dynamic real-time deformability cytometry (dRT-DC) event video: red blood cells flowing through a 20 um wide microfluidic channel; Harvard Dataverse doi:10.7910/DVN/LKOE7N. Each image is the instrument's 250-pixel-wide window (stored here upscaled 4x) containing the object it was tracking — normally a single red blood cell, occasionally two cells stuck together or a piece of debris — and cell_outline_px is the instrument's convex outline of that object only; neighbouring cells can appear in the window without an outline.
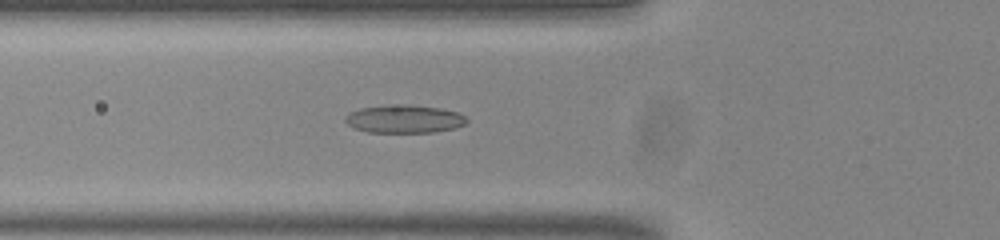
{"species": "common noctule bat (a hibernating species)", "species_latin": "Nyctalus noctula", "temperature_condition": "room temperature", "stored_images_in_passage": 47, "camera_frame_rate_fps": 3000, "um_per_image_px": 0.085, "animal": {"sex": "male", "body_mass_g": 20.0, "forearm_length_mm": 53.3}, "frame": {"image": 1, "passage_image": 13, "time_ms": 4.0, "image_size_px": [1000, 240], "cell_outline_px": [[468, 120], [464, 124], [452, 128], [432, 132], [368, 132], [356, 128], [348, 124], [344, 120], [344, 116], [348, 112], [360, 108], [384, 104], [408, 104], [440, 108], [460, 112]], "centroid_in_image_um": [34.32, 10.08], "position_along_channel_um": 91.5, "area_um2": 20.0}}
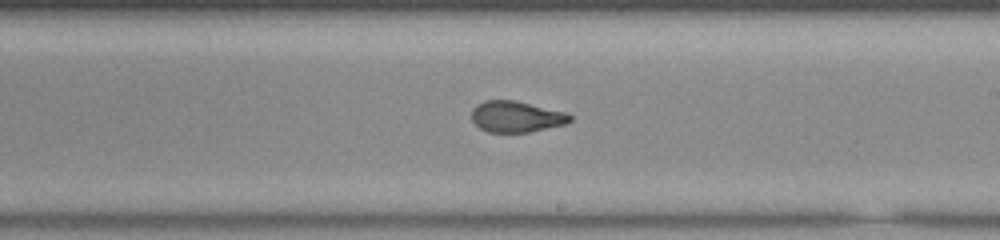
{"frame": {"image": 2, "passage_image": 25, "time_ms": 8.0, "image_size_px": [1000, 240], "cell_outline_px": [[572, 120], [564, 124], [528, 132], [488, 132], [480, 128], [472, 120], [472, 108], [476, 104], [484, 100], [512, 100], [568, 112], [572, 116]], "centroid_in_image_um": [43.87, 9.9], "position_along_channel_um": 245.1, "area_um2": 17.8}}
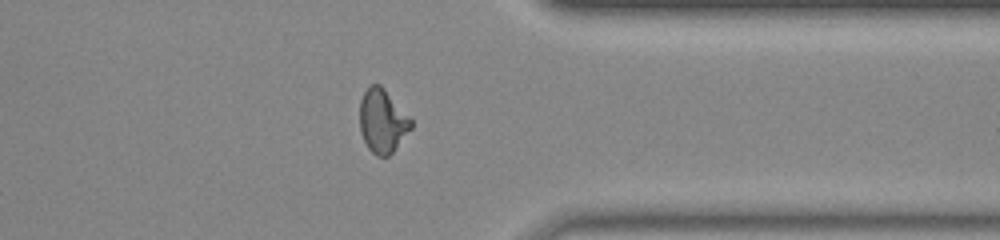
{"frame": {"image": 3, "passage_image": 36, "time_ms": 11.667, "image_size_px": [1000, 240], "cell_outline_px": [[412, 128], [392, 152], [388, 156], [376, 156], [368, 148], [360, 132], [360, 100], [364, 92], [372, 84], [380, 84], [384, 88], [412, 120]], "centroid_in_image_um": [32.5, 10.29], "position_along_channel_um": 378.9, "area_um2": 18.84}, "authors_computed_cell_mechanics": {"area_um2": 18.785, "velocity_mm_per_s": 3.8371, "shape_relaxation_time_tau1_ms": null, "shape_relaxation_time_tau2_ms": 1.1383, "deformation_change_tau1": null, "deformation_change_tau2": 0.0759}}